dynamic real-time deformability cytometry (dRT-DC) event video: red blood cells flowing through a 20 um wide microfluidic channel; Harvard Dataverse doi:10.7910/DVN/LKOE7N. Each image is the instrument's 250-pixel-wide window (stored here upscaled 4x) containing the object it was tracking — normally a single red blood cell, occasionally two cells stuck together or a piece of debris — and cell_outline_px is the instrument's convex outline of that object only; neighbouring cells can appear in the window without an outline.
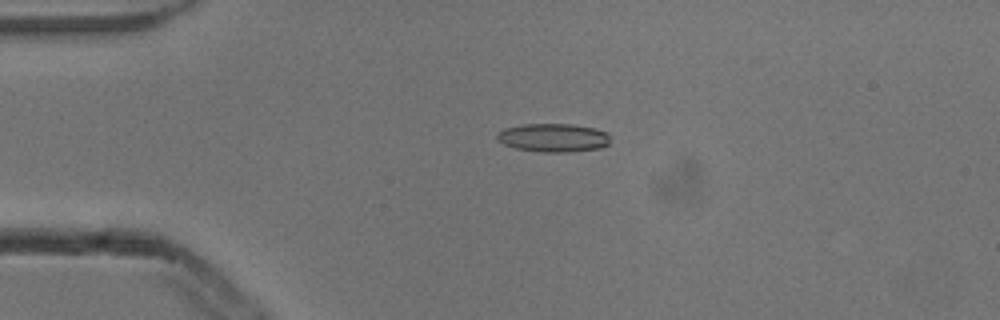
{"species": "common noctule bat (a hibernating species)", "species_latin": "Nyctalus noctula", "temperature_condition": "cold", "stored_images_in_passage": 4, "camera_frame_rate_fps": 3000, "um_per_image_px": 0.085, "animal": {"sex": "male", "body_mass_g": 13.3}, "frame": {"image": 1, "passage_image": 4, "time_ms": 1.0, "image_size_px": [1000, 320], "cell_outline_px": [[608, 144], [600, 148], [568, 152], [540, 152], [516, 148], [504, 144], [496, 140], [496, 136], [504, 128], [524, 124], [572, 124], [596, 128], [604, 132], [608, 136]], "centroid_in_image_um": [47.0, 11.7], "position_along_channel_um": 38.0, "area_um2": 18.67}}